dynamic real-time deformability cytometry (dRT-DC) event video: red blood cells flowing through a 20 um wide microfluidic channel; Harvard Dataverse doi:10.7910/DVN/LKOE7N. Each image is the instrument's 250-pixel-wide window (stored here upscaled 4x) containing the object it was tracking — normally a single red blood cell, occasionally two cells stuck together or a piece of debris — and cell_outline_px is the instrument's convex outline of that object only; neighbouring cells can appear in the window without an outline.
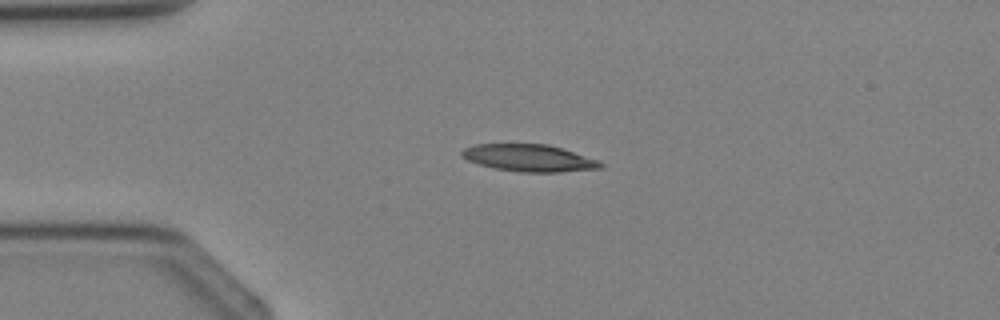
{"species": "Egyptian fruit bat (a non-hibernating species)", "species_latin": "Rousettus aegyptiacus", "temperature_condition": "cold", "stored_images_in_passage": 3, "camera_frame_rate_fps": 3000, "um_per_image_px": 0.085, "animal": {"sex": "female"}, "frame": {"image": 1, "passage_image": 3, "time_ms": 2.0, "image_size_px": [1000, 320], "cell_outline_px": [[604, 168], [560, 172], [520, 172], [492, 168], [468, 160], [460, 156], [460, 152], [464, 148], [476, 144], [548, 144], [600, 160], [604, 164]], "centroid_in_image_um": [44.99, 13.43], "position_along_channel_um": 40.0, "area_um2": 22.02}}